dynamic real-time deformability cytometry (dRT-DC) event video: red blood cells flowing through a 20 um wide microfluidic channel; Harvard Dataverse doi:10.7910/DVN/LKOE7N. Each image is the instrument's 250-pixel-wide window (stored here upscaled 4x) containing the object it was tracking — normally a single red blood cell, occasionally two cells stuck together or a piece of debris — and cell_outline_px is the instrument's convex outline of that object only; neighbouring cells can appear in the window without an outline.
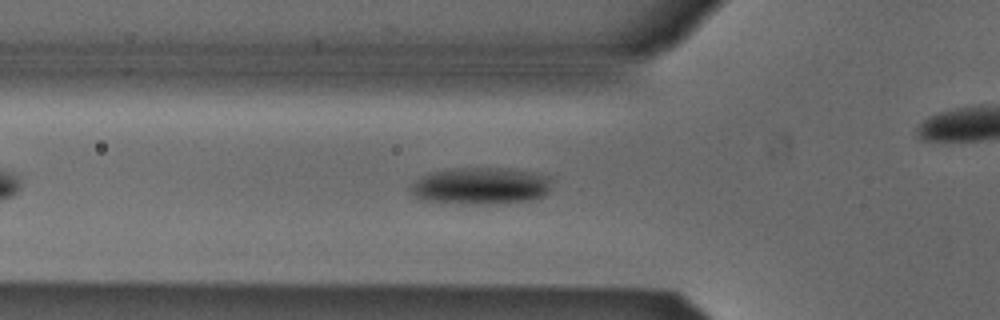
{"species": "Egyptian fruit bat (a non-hibernating species)", "species_latin": "Rousettus aegyptiacus", "temperature_condition": "cold", "stored_images_in_passage": 38, "camera_frame_rate_fps": 3000, "um_per_image_px": 0.085, "animal": {"sex": "male"}, "frame": {"image": 1, "passage_image": 9, "time_ms": 2.667, "image_size_px": [1000, 320], "cell_outline_px": [[548, 192], [544, 196], [532, 200], [480, 204], [456, 204], [424, 200], [416, 196], [408, 188], [416, 180], [432, 172], [456, 168], [504, 168], [536, 172], [548, 176]], "centroid_in_image_um": [40.85, 15.8], "position_along_channel_um": 85.0, "area_um2": 30.17}}
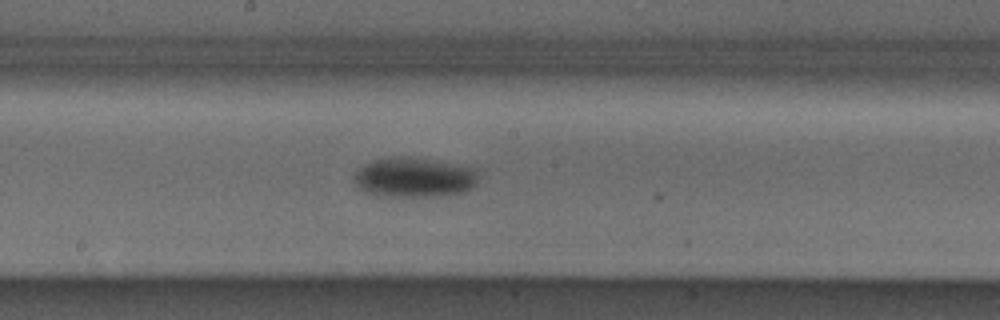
{"frame": {"image": 2, "passage_image": 19, "time_ms": 6.0, "image_size_px": [1000, 320], "cell_outline_px": [[480, 176], [476, 184], [472, 188], [464, 192], [448, 196], [380, 196], [364, 192], [356, 184], [356, 172], [364, 164], [372, 160], [404, 156], [408, 156], [432, 160], [476, 168]], "centroid_in_image_um": [35.27, 15.09], "position_along_channel_um": 212.9, "area_um2": 28.96}}
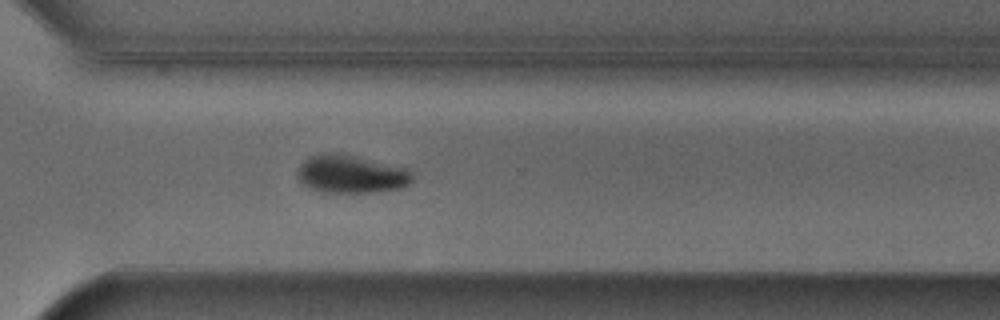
{"frame": {"image": 3, "passage_image": 29, "time_ms": 9.333, "image_size_px": [1000, 320], "cell_outline_px": [[412, 180], [404, 188], [376, 192], [320, 192], [308, 188], [300, 180], [300, 164], [304, 160], [312, 156], [324, 152], [344, 152], [408, 168], [412, 172]], "centroid_in_image_um": [29.9, 14.78], "position_along_channel_um": 340.7, "area_um2": 25.84}, "authors_computed_cell_mechanics": {"area_um2": 28.0619, "velocity_mm_per_s": 3.8319, "shape_relaxation_time_tau1_ms": 1.5675, "shape_relaxation_time_tau2_ms": null, "deformation_change_tau1": 0.0884, "deformation_change_tau2": null}}